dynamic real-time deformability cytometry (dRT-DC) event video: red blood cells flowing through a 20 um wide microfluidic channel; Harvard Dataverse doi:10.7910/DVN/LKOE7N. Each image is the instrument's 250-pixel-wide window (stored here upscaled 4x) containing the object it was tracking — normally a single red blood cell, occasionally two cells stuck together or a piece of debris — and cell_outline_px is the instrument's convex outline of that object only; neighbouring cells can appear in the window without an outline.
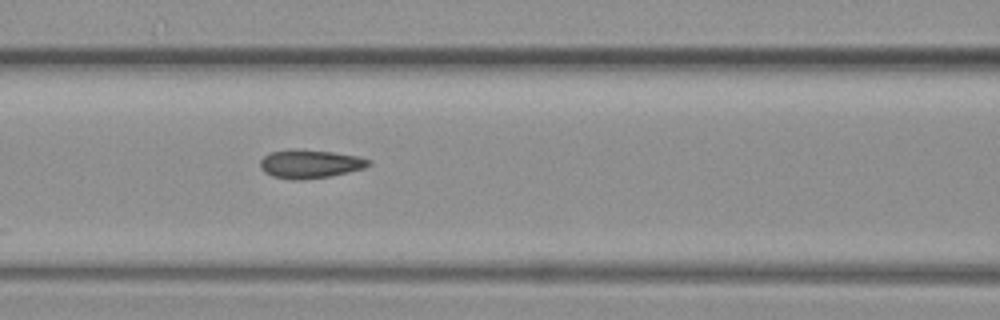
{"species": "common noctule bat (a hibernating species)", "species_latin": "Nyctalus noctula", "temperature_condition": "warm", "stored_images_in_passage": 9, "camera_frame_rate_fps": 3000, "um_per_image_px": 0.085, "animal": {"sex": "female", "body_mass_g": 19.3, "forearm_length_mm": 54.1}, "frame": {"image": 1, "passage_image": 9, "time_ms": 2.667, "image_size_px": [1000, 320], "cell_outline_px": [[372, 164], [364, 168], [332, 176], [300, 180], [292, 180], [272, 176], [264, 172], [260, 168], [260, 160], [264, 156], [272, 152], [288, 148], [296, 148], [332, 152], [360, 156], [372, 160]], "centroid_in_image_um": [26.36, 13.92], "position_along_channel_um": 140.2, "area_um2": 18.38}}